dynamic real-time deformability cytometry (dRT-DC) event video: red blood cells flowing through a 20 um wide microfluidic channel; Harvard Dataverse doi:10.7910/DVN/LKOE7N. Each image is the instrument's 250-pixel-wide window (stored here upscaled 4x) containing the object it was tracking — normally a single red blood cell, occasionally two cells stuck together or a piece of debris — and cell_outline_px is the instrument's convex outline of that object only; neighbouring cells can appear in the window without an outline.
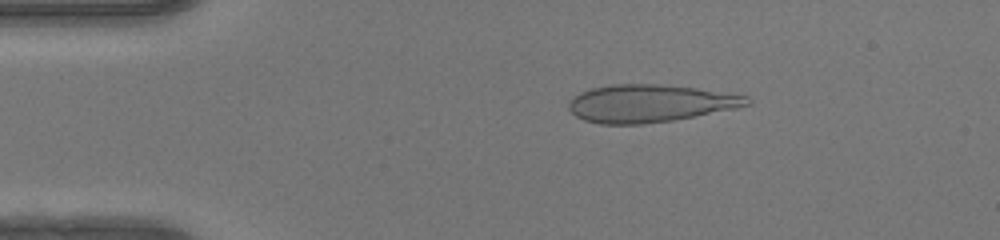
{"species": "human", "species_latin": "Homo sapiens", "temperature_condition": "warm", "stored_images_in_passage": 48, "camera_frame_rate_fps": 3000, "um_per_image_px": 0.085, "donor": {"sex": "female"}, "frame": {"image": 1, "passage_image": 8, "time_ms": 2.333, "image_size_px": [1000, 240], "cell_outline_px": [[752, 104], [736, 108], [696, 116], [672, 120], [644, 124], [600, 124], [584, 120], [576, 116], [568, 108], [568, 100], [572, 96], [580, 92], [592, 88], [612, 84], [656, 84], [696, 88], [748, 96], [752, 100]], "centroid_in_image_um": [55.22, 8.79], "position_along_channel_um": 29.8, "area_um2": 39.13}}
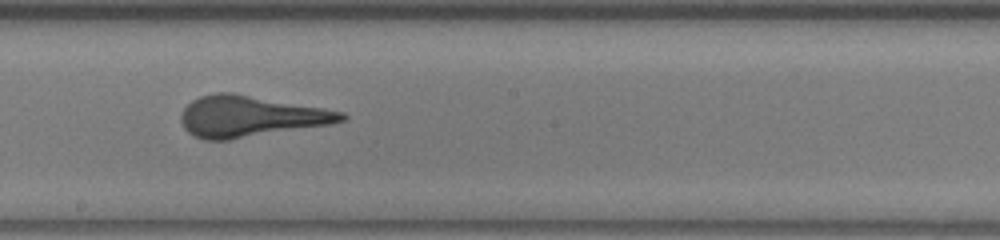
{"frame": {"image": 2, "passage_image": 26, "time_ms": 8.333, "image_size_px": [1000, 240], "cell_outline_px": [[348, 116], [344, 120], [332, 124], [228, 140], [204, 140], [188, 132], [184, 128], [180, 120], [180, 116], [184, 108], [192, 100], [200, 96], [216, 92], [232, 92], [324, 108], [344, 112]], "centroid_in_image_um": [21.27, 9.89], "position_along_channel_um": 226.9, "area_um2": 38.44}}
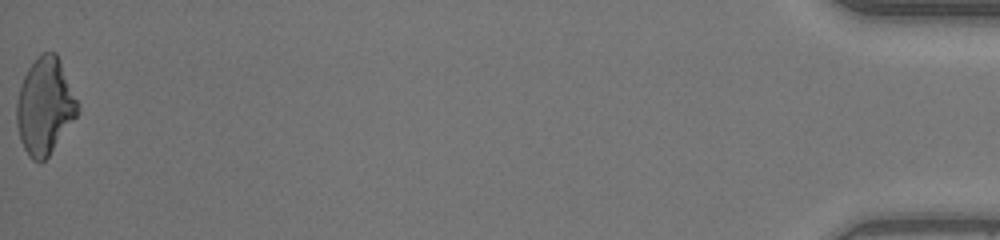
{"frame": {"image": 3, "passage_image": 48, "time_ms": 15.667, "image_size_px": [1000, 240], "cell_outline_px": [[80, 112], [48, 156], [40, 164], [32, 160], [28, 156], [20, 140], [16, 124], [16, 100], [20, 84], [28, 68], [36, 56], [44, 52], [56, 52], [60, 60], [76, 100]], "centroid_in_image_um": [3.78, 9.04], "position_along_channel_um": 431.4, "area_um2": 34.33}}